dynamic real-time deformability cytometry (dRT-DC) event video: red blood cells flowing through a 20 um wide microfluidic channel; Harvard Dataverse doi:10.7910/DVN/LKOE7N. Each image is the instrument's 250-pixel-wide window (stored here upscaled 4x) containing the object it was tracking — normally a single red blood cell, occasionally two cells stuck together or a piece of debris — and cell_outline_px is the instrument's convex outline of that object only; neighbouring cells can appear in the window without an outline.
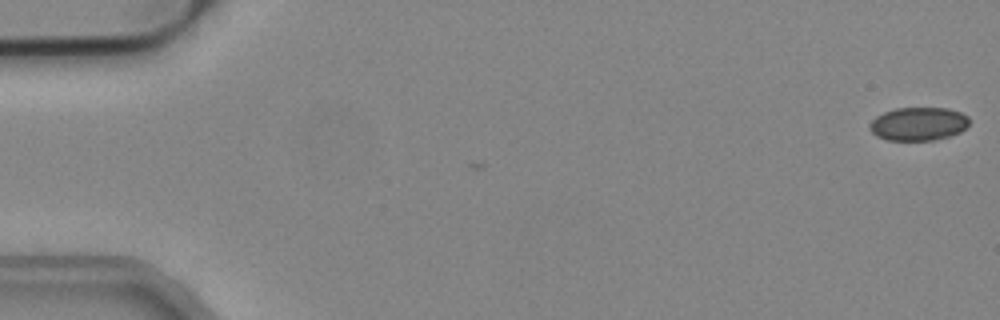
{"species": "common noctule bat (a hibernating species)", "species_latin": "Nyctalus noctula", "temperature_condition": "cold", "stored_images_in_passage": 3, "camera_frame_rate_fps": 3000, "um_per_image_px": 0.085, "animal": {"sex": "male", "body_mass_g": 19.2, "forearm_length_mm": 51.8}, "frame": {"image": 1, "passage_image": 1, "time_ms": 0.0, "image_size_px": [1000, 320], "cell_outline_px": [[968, 124], [960, 132], [948, 136], [932, 140], [888, 140], [876, 136], [868, 128], [868, 124], [876, 116], [884, 112], [896, 108], [948, 108], [960, 112], [968, 116]], "centroid_in_image_um": [78.03, 10.52], "position_along_channel_um": 7.0, "area_um2": 19.31}}